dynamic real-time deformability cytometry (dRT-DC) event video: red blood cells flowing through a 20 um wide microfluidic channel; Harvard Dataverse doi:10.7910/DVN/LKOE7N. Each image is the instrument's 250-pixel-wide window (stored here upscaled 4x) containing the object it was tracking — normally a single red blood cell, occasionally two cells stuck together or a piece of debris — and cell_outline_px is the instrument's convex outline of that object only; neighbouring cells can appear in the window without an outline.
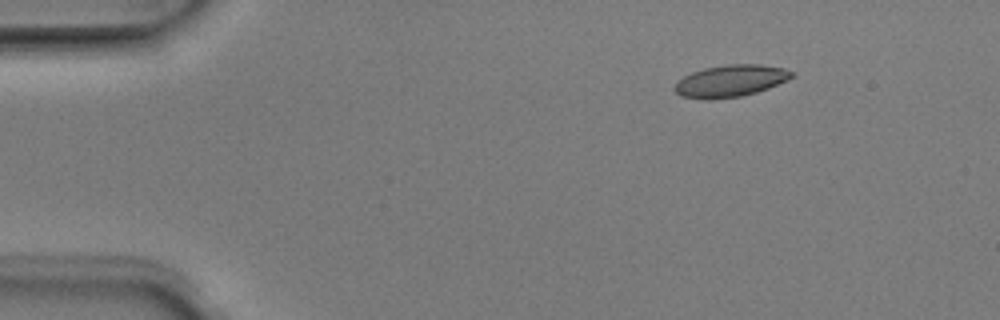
{"species": "Egyptian fruit bat (a non-hibernating species)", "species_latin": "Rousettus aegyptiacus", "temperature_condition": "room temperature", "stored_images_in_passage": 5, "camera_frame_rate_fps": 3000, "um_per_image_px": 0.085, "animal": {"sex": "male"}, "frame": {"image": 1, "passage_image": 2, "time_ms": 0.333, "image_size_px": [1000, 320], "cell_outline_px": [[796, 76], [768, 88], [756, 92], [740, 96], [680, 96], [676, 92], [676, 80], [692, 72], [704, 68], [728, 64], [760, 64], [784, 68], [796, 72]], "centroid_in_image_um": [62.19, 6.81], "position_along_channel_um": 22.8, "area_um2": 20.98}}
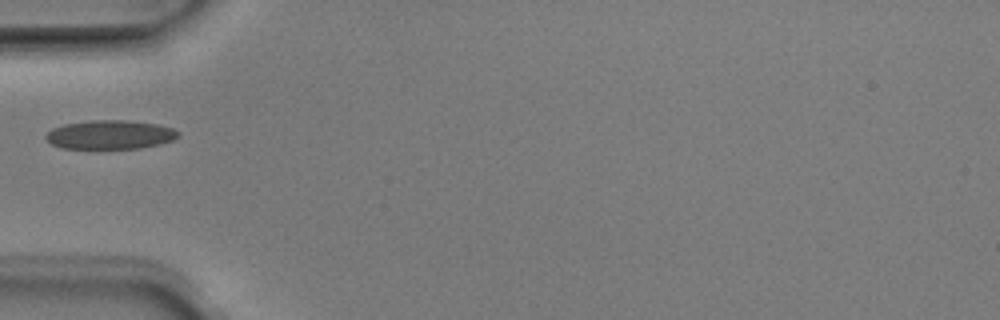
{"frame": {"image": 2, "passage_image": 5, "time_ms": 1.333, "image_size_px": [1000, 320], "cell_outline_px": [[180, 136], [172, 140], [160, 144], [140, 148], [60, 148], [52, 144], [44, 136], [52, 128], [64, 124], [92, 120], [128, 120], [156, 124], [172, 128], [180, 132]], "centroid_in_image_um": [9.37, 11.44], "position_along_channel_um": 75.6, "area_um2": 22.25}}